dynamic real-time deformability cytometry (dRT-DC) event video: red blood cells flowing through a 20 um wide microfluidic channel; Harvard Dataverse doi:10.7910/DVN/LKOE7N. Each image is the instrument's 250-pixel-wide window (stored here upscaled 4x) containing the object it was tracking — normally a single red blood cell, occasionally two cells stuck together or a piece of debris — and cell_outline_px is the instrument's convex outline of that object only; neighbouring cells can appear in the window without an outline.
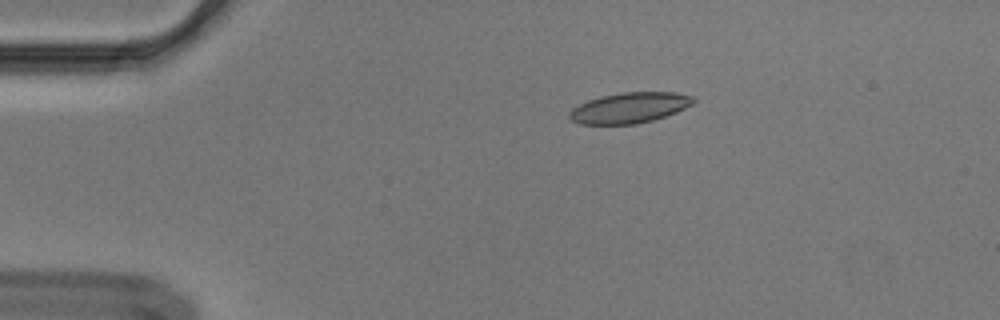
{"species": "Egyptian fruit bat (a non-hibernating species)", "species_latin": "Rousettus aegyptiacus", "temperature_condition": "cold", "stored_images_in_passage": 6, "camera_frame_rate_fps": 3000, "um_per_image_px": 0.085, "animal": {"sex": "male"}, "frame": {"image": 1, "passage_image": 3, "time_ms": 0.667, "image_size_px": [1000, 320], "cell_outline_px": [[696, 100], [692, 104], [676, 112], [652, 120], [636, 124], [580, 124], [572, 120], [568, 116], [568, 112], [572, 108], [588, 100], [600, 96], [620, 92], [676, 92], [696, 96]], "centroid_in_image_um": [53.52, 9.15], "position_along_channel_um": 31.5, "area_um2": 22.2}}
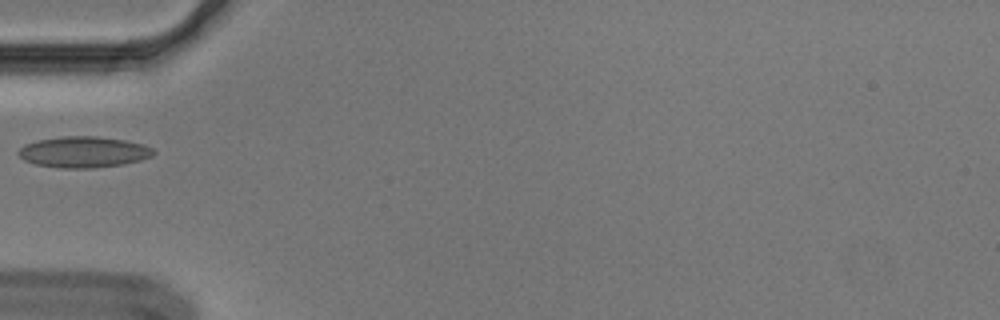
{"frame": {"image": 2, "passage_image": 5, "time_ms": 1.333, "image_size_px": [1000, 320], "cell_outline_px": [[156, 152], [152, 156], [140, 160], [124, 164], [92, 168], [60, 168], [36, 164], [24, 160], [16, 152], [24, 144], [36, 140], [60, 136], [96, 136], [124, 140], [144, 144], [152, 148]], "centroid_in_image_um": [7.09, 12.91], "position_along_channel_um": 77.9, "area_um2": 24.57}}
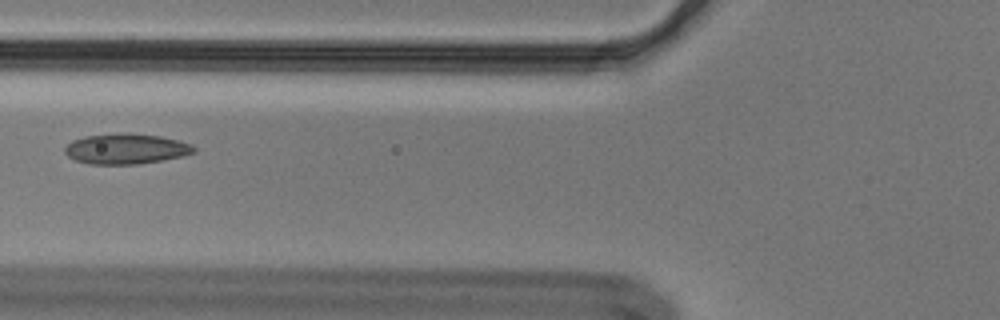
{"frame": {"image": 3, "passage_image": 6, "time_ms": 1.667, "image_size_px": [1000, 320], "cell_outline_px": [[196, 152], [184, 156], [136, 164], [88, 164], [76, 160], [68, 156], [64, 152], [64, 148], [72, 140], [84, 136], [128, 132], [160, 136], [192, 144], [196, 148]], "centroid_in_image_um": [10.71, 12.64], "position_along_channel_um": 115.1, "area_um2": 22.89}}